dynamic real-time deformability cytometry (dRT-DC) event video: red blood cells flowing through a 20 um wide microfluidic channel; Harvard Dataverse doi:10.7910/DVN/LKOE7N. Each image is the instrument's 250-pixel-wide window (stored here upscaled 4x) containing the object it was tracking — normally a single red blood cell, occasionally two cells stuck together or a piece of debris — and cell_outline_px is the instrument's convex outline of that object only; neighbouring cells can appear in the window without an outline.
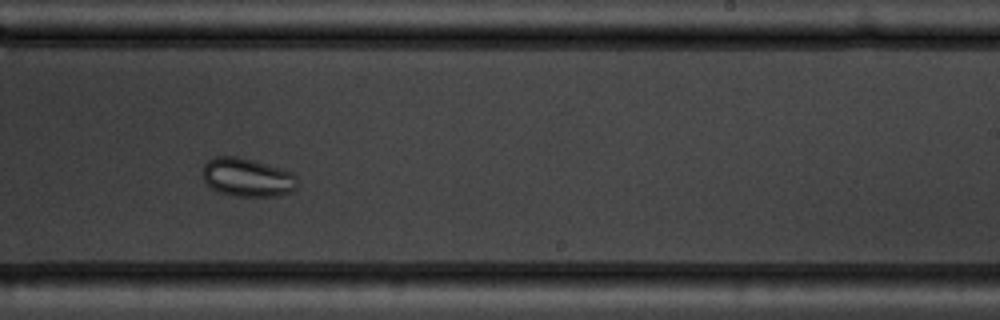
{"species": "common noctule bat (a hibernating species)", "species_latin": "Nyctalus noctula", "temperature_condition": "warm", "stored_images_in_passage": 12, "camera_frame_rate_fps": 3000, "um_per_image_px": 0.085, "animal": {"sex": "male", "body_mass_g": 19.5, "forearm_length_mm": 54.6}, "frame": {"image": 1, "passage_image": 7, "time_ms": 7.667, "image_size_px": [1000, 320], "cell_outline_px": [[296, 188], [292, 192], [280, 196], [236, 196], [220, 192], [208, 188], [204, 180], [204, 164], [208, 160], [216, 156], [236, 156], [252, 160], [292, 172], [296, 176]], "centroid_in_image_um": [21.01, 15.09], "position_along_channel_um": 268.0, "area_um2": 21.21}}
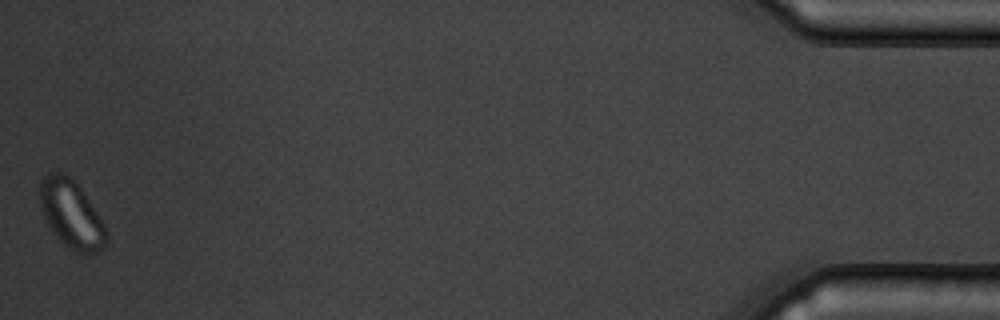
{"frame": {"image": 2, "passage_image": 12, "time_ms": 14.333, "image_size_px": [1000, 320], "cell_outline_px": [[108, 240], [104, 248], [100, 252], [84, 256], [68, 248], [48, 228], [44, 220], [40, 208], [40, 180], [48, 172], [68, 172], [72, 176], [104, 224], [108, 232]], "centroid_in_image_um": [6.06, 18.23], "position_along_channel_um": 429.1, "area_um2": 26.93}}